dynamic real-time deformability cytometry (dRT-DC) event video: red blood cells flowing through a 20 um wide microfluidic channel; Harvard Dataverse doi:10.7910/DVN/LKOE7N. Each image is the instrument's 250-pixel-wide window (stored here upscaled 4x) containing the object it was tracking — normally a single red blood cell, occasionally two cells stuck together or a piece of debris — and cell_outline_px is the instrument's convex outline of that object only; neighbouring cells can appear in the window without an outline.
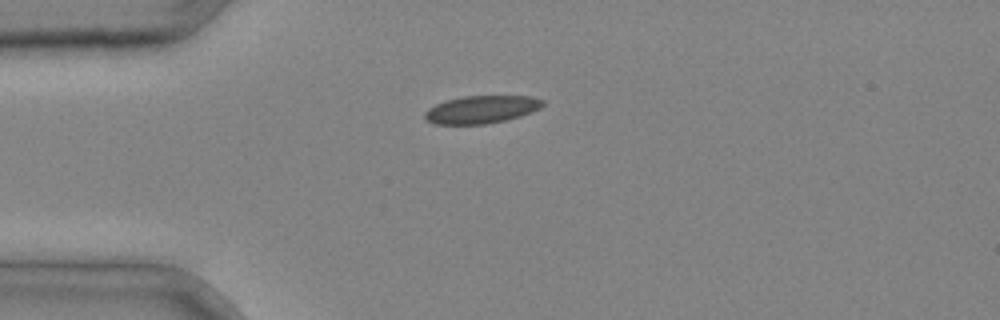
{"species": "common noctule bat (a hibernating species)", "species_latin": "Nyctalus noctula", "temperature_condition": "cold", "stored_images_in_passage": 2, "segment_of_instrument_passage": [1, 2], "camera_frame_rate_fps": 3000, "um_per_image_px": 0.085, "animal": {"sex": "male", "body_mass_g": 20.4}, "frame": {"image": 1, "passage_image": 1, "time_ms": 0.0, "image_size_px": [1000, 320], "cell_outline_px": [[544, 104], [540, 108], [532, 112], [520, 116], [504, 120], [484, 124], [432, 124], [424, 120], [424, 112], [428, 108], [444, 100], [464, 96], [532, 96], [544, 100]], "centroid_in_image_um": [40.89, 9.3], "position_along_channel_um": 44.1, "area_um2": 19.19}}